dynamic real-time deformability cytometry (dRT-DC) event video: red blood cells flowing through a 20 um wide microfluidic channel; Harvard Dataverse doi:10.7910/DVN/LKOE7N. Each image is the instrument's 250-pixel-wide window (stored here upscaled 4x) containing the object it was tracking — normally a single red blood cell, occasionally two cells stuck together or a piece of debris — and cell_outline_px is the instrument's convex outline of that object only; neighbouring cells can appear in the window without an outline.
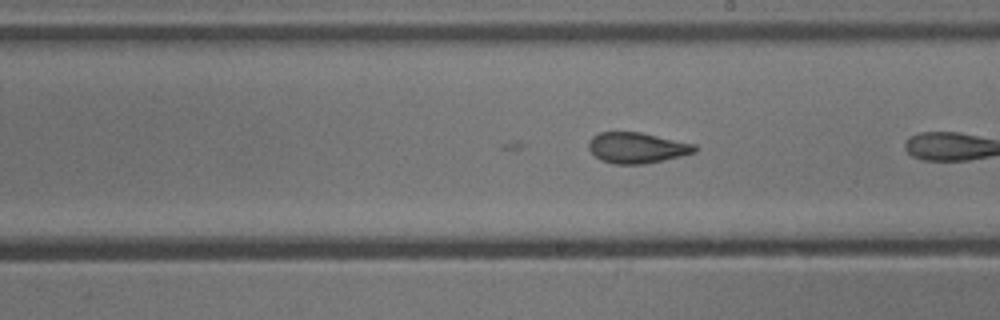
{"species": "common noctule bat (a hibernating species)", "species_latin": "Nyctalus noctula", "temperature_condition": "cold", "stored_images_in_passage": 15, "camera_frame_rate_fps": 3000, "um_per_image_px": 0.085, "animal": {"sex": "male", "body_mass_g": 13.3}, "frame": {"image": 1, "passage_image": 14, "time_ms": 4.333, "image_size_px": [1000, 320], "cell_outline_px": [[696, 152], [664, 160], [644, 164], [616, 164], [600, 160], [588, 148], [588, 140], [592, 136], [600, 132], [640, 132], [696, 144]], "centroid_in_image_um": [54.12, 12.56], "position_along_channel_um": 234.9, "area_um2": 19.02}}